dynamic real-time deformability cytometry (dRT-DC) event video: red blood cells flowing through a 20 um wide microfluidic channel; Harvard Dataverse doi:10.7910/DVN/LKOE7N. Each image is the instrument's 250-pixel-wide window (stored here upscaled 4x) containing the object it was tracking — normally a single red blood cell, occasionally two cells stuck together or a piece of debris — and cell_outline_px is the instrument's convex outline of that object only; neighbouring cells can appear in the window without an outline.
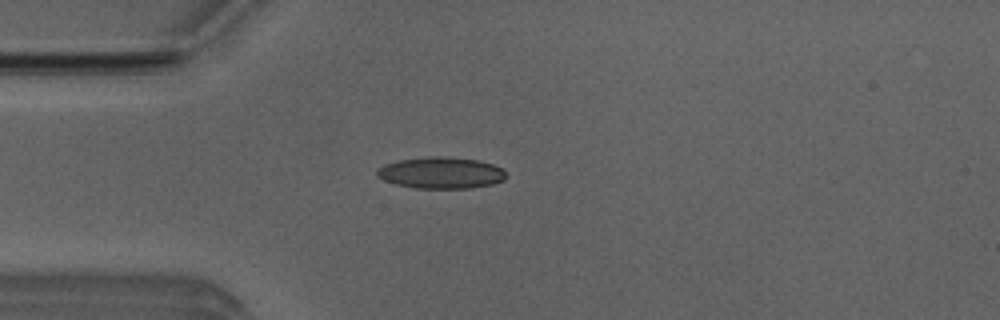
{"species": "Egyptian fruit bat (a non-hibernating species)", "species_latin": "Rousettus aegyptiacus", "temperature_condition": "room temperature", "stored_images_in_passage": 40, "camera_frame_rate_fps": 3000, "um_per_image_px": 0.085, "animal": {"sex": "male"}, "frame": {"image": 1, "passage_image": 2, "time_ms": 0.333, "image_size_px": [1000, 320], "cell_outline_px": [[508, 176], [504, 180], [492, 184], [472, 188], [416, 188], [396, 184], [384, 180], [376, 176], [376, 168], [384, 164], [400, 160], [428, 156], [444, 156], [480, 160], [492, 164], [500, 168]], "centroid_in_image_um": [37.47, 14.68], "position_along_channel_um": 47.5, "area_um2": 23.81}}
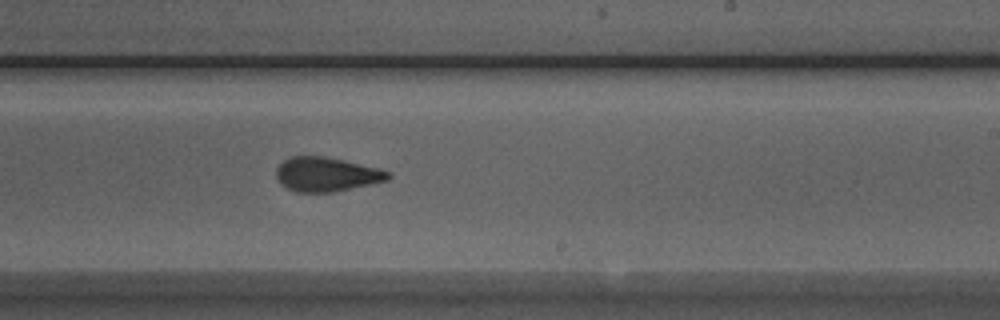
{"frame": {"image": 2, "passage_image": 19, "time_ms": 6.0, "image_size_px": [1000, 320], "cell_outline_px": [[392, 176], [388, 180], [332, 192], [296, 192], [280, 184], [276, 176], [276, 168], [284, 160], [292, 156], [324, 156], [344, 160], [380, 168], [392, 172]], "centroid_in_image_um": [27.76, 14.81], "position_along_channel_um": 261.2, "area_um2": 22.37}}
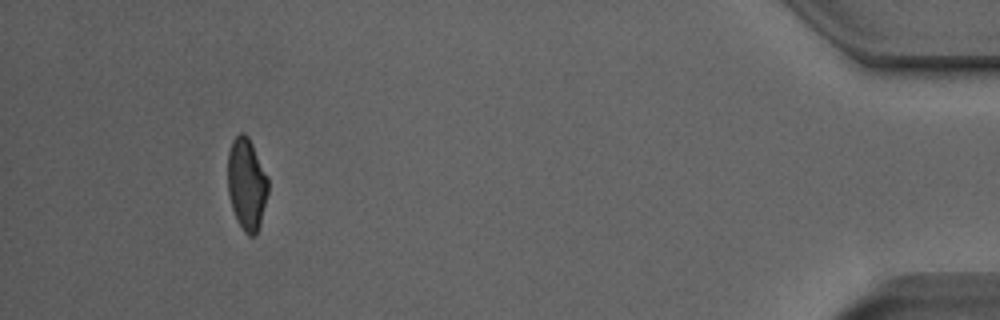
{"frame": {"image": 3, "passage_image": 36, "time_ms": 11.667, "image_size_px": [1000, 320], "cell_outline_px": [[268, 192], [260, 224], [256, 236], [248, 236], [244, 232], [236, 220], [232, 208], [228, 192], [228, 152], [232, 140], [240, 132], [244, 132], [248, 136], [268, 176]], "centroid_in_image_um": [20.96, 15.65], "position_along_channel_um": 414.2, "area_um2": 21.79}, "authors_computed_cell_mechanics": {"area_um2": 22.4842, "velocity_mm_per_s": 3.9865, "shape_relaxation_time_tau1_ms": 6.7633, "shape_relaxation_time_tau2_ms": 1.7553, "deformation_change_tau1": 0.1662, "deformation_change_tau2": 0.0912}}